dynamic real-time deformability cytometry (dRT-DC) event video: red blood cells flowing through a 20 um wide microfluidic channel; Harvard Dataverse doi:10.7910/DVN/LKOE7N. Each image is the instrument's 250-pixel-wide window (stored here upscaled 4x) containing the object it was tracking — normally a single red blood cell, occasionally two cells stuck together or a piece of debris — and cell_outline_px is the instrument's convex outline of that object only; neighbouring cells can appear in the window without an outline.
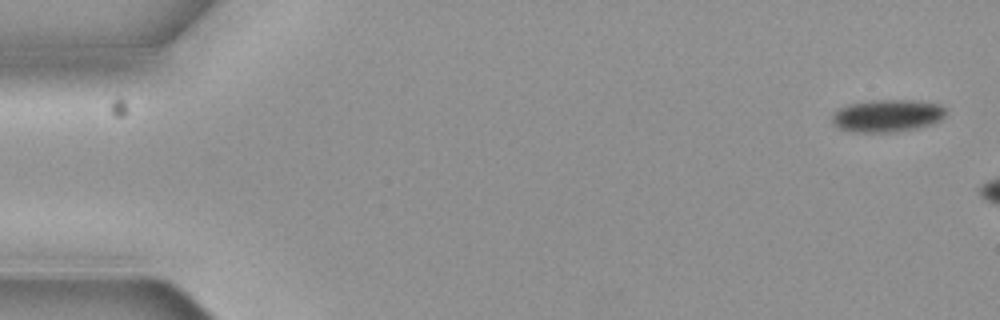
{"species": "common noctule bat (a hibernating species)", "species_latin": "Nyctalus noctula", "temperature_condition": "cold", "stored_images_in_passage": 3, "camera_frame_rate_fps": 3000, "um_per_image_px": 0.085, "animal": {"sex": "female", "body_mass_g": 19.3, "forearm_length_mm": 54.1}, "frame": {"image": 1, "passage_image": 1, "time_ms": 0.0, "image_size_px": [1000, 320], "cell_outline_px": [[948, 112], [940, 120], [932, 124], [916, 128], [896, 132], [852, 132], [840, 128], [832, 124], [832, 112], [836, 108], [848, 104], [872, 100], [916, 100], [940, 104], [948, 108]], "centroid_in_image_um": [75.42, 9.82], "position_along_channel_um": 9.6, "area_um2": 21.96}}